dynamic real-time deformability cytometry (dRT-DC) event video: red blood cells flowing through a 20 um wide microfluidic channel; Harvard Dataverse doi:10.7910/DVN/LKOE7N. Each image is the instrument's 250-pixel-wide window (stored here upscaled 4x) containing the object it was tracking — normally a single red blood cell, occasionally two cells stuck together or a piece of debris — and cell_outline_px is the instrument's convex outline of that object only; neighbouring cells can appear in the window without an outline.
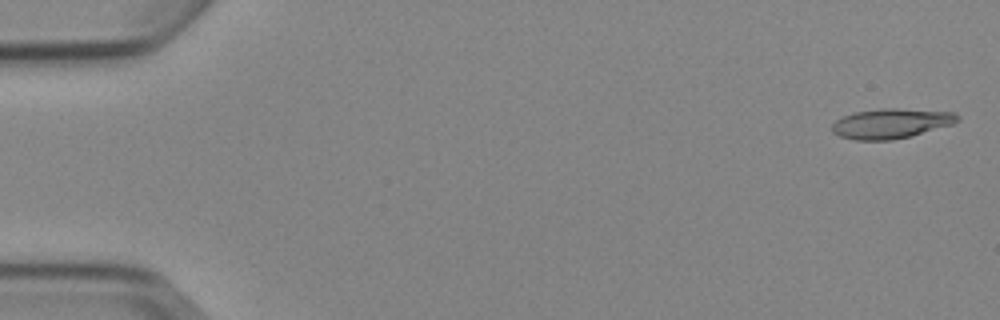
{"species": "Egyptian fruit bat (a non-hibernating species)", "species_latin": "Rousettus aegyptiacus", "temperature_condition": "cold", "stored_images_in_passage": 5, "camera_frame_rate_fps": 3000, "um_per_image_px": 0.085, "animal": {"sex": "female"}, "frame": {"image": 1, "passage_image": 1, "time_ms": 0.0, "image_size_px": [1000, 320], "cell_outline_px": [[960, 120], [952, 124], [912, 136], [892, 140], [856, 140], [840, 136], [832, 132], [832, 124], [836, 120], [844, 116], [856, 112], [880, 108], [896, 108], [956, 112], [960, 116]], "centroid_in_image_um": [75.77, 10.49], "position_along_channel_um": 9.2, "area_um2": 21.91}}
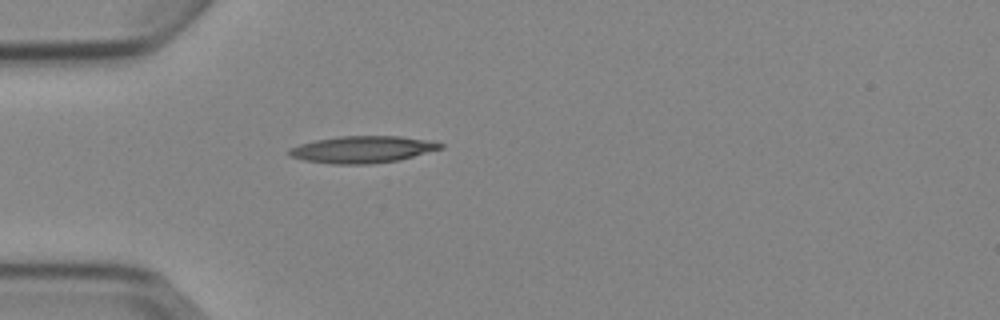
{"frame": {"image": 2, "passage_image": 5, "time_ms": 4.667, "image_size_px": [1000, 320], "cell_outline_px": [[444, 148], [400, 160], [372, 164], [332, 164], [304, 160], [288, 156], [288, 148], [300, 144], [316, 140], [340, 136], [400, 136], [424, 140], [444, 144]], "centroid_in_image_um": [30.79, 12.71], "position_along_channel_um": 54.2, "area_um2": 23.76}}